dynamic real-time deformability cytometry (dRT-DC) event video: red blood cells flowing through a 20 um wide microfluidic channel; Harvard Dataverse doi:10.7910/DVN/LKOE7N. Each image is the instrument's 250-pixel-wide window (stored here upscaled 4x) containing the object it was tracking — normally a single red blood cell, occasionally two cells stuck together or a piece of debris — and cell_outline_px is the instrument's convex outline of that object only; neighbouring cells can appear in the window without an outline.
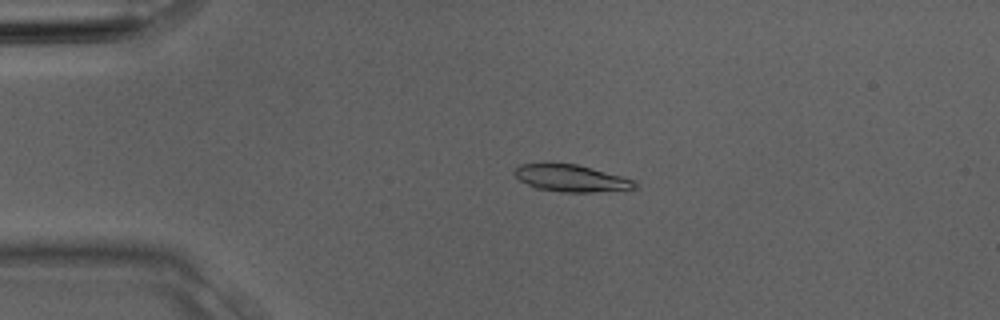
{"species": "Egyptian fruit bat (a non-hibernating species)", "species_latin": "Rousettus aegyptiacus", "temperature_condition": "room temperature", "stored_images_in_passage": 3, "camera_frame_rate_fps": 3000, "um_per_image_px": 0.085, "animal": {"sex": "male"}, "frame": {"image": 1, "passage_image": 2, "time_ms": 0.333, "image_size_px": [1000, 320], "cell_outline_px": [[636, 188], [592, 192], [564, 192], [536, 188], [520, 180], [512, 172], [520, 164], [576, 164], [636, 180]], "centroid_in_image_um": [48.55, 15.15], "position_along_channel_um": 36.5, "area_um2": 18.5}}
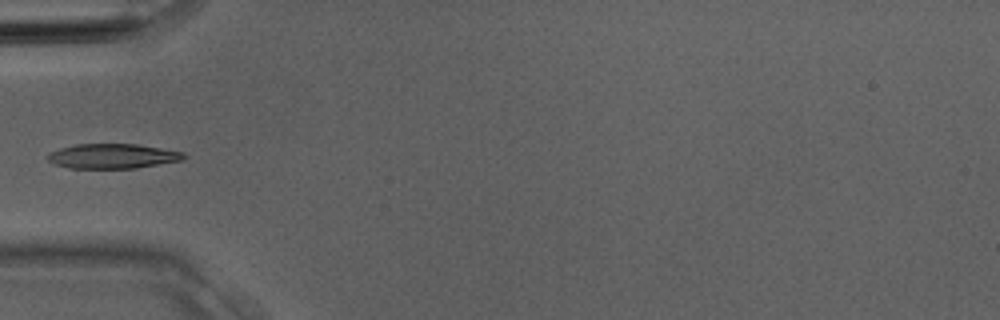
{"frame": {"image": 2, "passage_image": 3, "time_ms": 0.667, "image_size_px": [1000, 320], "cell_outline_px": [[188, 156], [184, 160], [136, 168], [68, 168], [52, 164], [44, 156], [60, 148], [76, 144], [136, 144], [184, 152]], "centroid_in_image_um": [9.57, 13.28], "position_along_channel_um": 75.4, "area_um2": 19.77}}